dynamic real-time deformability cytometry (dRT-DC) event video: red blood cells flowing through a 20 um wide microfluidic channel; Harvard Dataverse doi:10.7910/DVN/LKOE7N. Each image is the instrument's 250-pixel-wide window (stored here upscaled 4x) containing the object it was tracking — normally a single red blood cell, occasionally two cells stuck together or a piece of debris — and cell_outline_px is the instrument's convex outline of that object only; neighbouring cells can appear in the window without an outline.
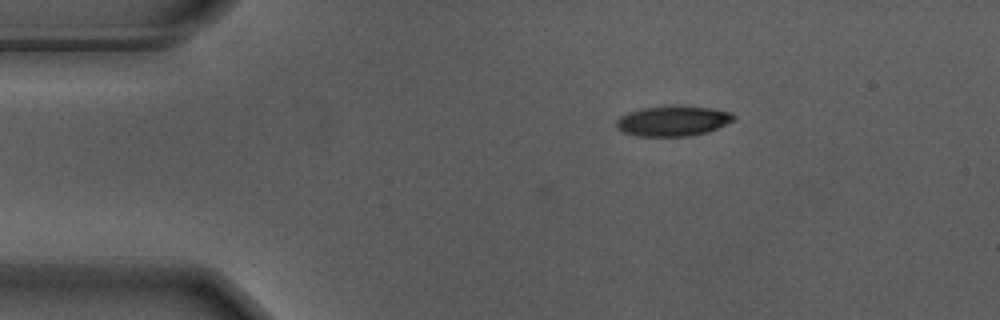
{"species": "Egyptian fruit bat (a non-hibernating species)", "species_latin": "Rousettus aegyptiacus", "temperature_condition": "warm", "stored_images_in_passage": 9, "camera_frame_rate_fps": 3000, "um_per_image_px": 0.085, "animal": {"sex": "male"}, "frame": {"image": 1, "passage_image": 1, "time_ms": 0.0, "image_size_px": [1000, 320], "cell_outline_px": [[736, 116], [732, 120], [708, 132], [688, 136], [636, 136], [624, 132], [616, 128], [616, 120], [620, 116], [628, 112], [640, 108], [672, 104], [680, 104], [712, 108], [732, 112]], "centroid_in_image_um": [57.17, 10.25], "position_along_channel_um": 27.8, "area_um2": 21.1}}
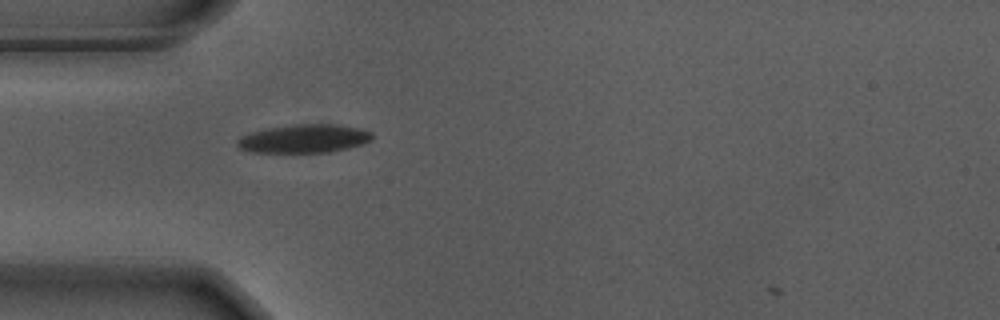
{"frame": {"image": 2, "passage_image": 8, "time_ms": 2.333, "image_size_px": [1000, 320], "cell_outline_px": [[372, 140], [364, 144], [348, 148], [328, 152], [252, 152], [240, 148], [236, 144], [236, 140], [240, 136], [252, 132], [268, 128], [292, 124], [332, 124], [360, 128], [372, 132]], "centroid_in_image_um": [25.86, 11.78], "position_along_channel_um": 59.1, "area_um2": 22.37}}